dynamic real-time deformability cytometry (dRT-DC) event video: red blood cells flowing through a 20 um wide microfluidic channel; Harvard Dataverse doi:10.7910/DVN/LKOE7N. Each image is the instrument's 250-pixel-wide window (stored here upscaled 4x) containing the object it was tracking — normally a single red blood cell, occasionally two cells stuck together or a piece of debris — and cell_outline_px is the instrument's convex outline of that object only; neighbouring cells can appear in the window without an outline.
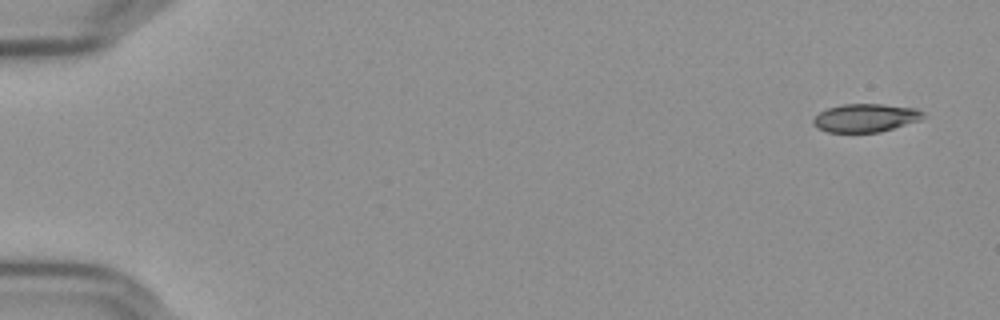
{"species": "Egyptian fruit bat (a non-hibernating species)", "species_latin": "Rousettus aegyptiacus", "temperature_condition": "cold", "stored_images_in_passage": 55, "camera_frame_rate_fps": 3000, "um_per_image_px": 0.085, "frame": {"image": 1, "passage_image": 1, "time_ms": 0.0, "image_size_px": [1000, 320], "cell_outline_px": [[924, 116], [920, 120], [880, 132], [828, 132], [816, 128], [812, 124], [812, 120], [820, 112], [828, 108], [844, 104], [880, 104], [916, 108], [924, 112]], "centroid_in_image_um": [73.55, 10.02], "position_along_channel_um": 11.4, "area_um2": 18.03}}
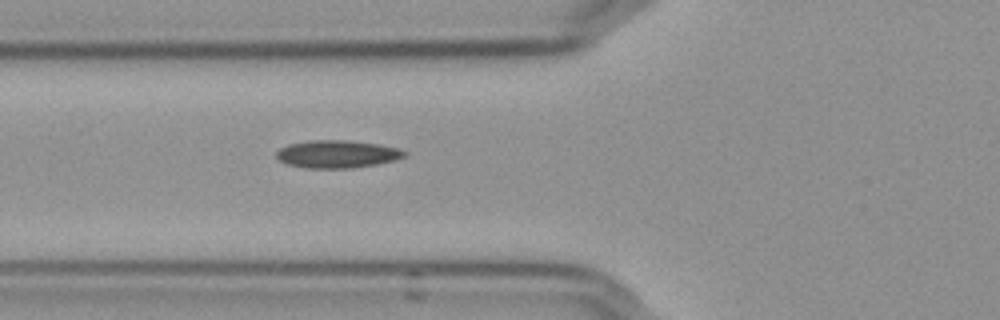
{"frame": {"image": 2, "passage_image": 20, "time_ms": 6.333, "image_size_px": [1000, 320], "cell_outline_px": [[408, 156], [396, 160], [376, 164], [352, 168], [304, 168], [288, 164], [280, 160], [276, 156], [276, 152], [280, 148], [288, 144], [308, 140], [344, 140], [376, 144], [400, 148], [408, 152]], "centroid_in_image_um": [28.69, 13.1], "position_along_channel_um": 97.1, "area_um2": 20.75}}
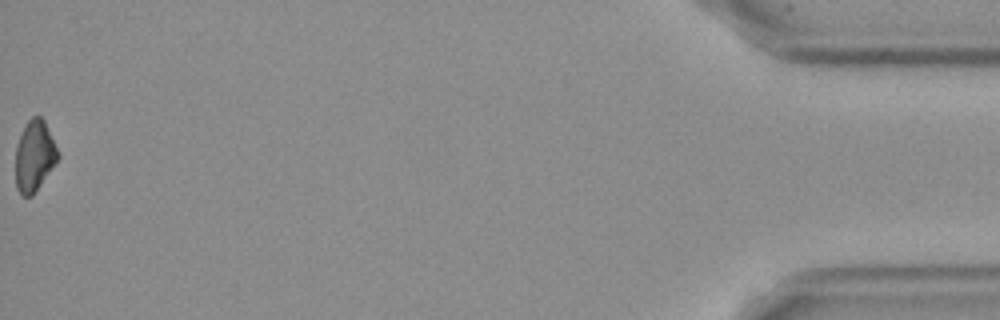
{"frame": {"image": 3, "passage_image": 55, "time_ms": 18.0, "image_size_px": [1000, 320], "cell_outline_px": [[60, 156], [32, 196], [24, 196], [16, 188], [16, 144], [28, 120], [32, 116], [40, 116], [44, 120]], "centroid_in_image_um": [2.91, 13.25], "position_along_channel_um": 432.3, "area_um2": 17.11}}